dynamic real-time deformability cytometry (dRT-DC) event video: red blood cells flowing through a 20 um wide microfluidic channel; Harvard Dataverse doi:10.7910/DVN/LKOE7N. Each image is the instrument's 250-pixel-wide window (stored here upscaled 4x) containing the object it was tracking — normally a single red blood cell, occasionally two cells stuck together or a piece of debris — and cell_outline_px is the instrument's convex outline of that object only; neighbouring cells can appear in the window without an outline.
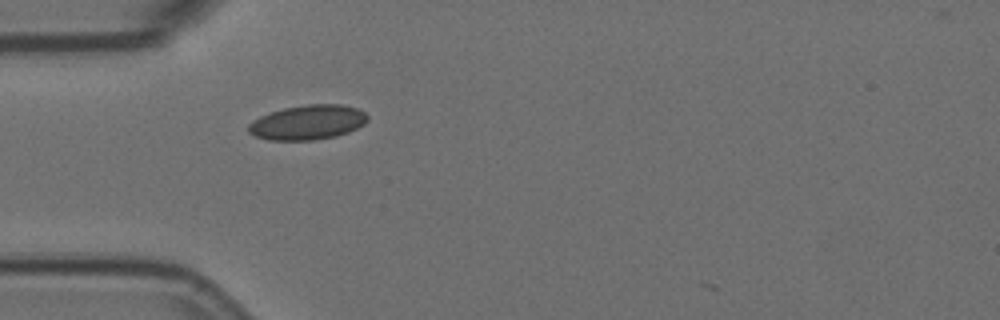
{"species": "Egyptian fruit bat (a non-hibernating species)", "species_latin": "Rousettus aegyptiacus", "temperature_condition": "room temperature", "stored_images_in_passage": 1, "camera_frame_rate_fps": 3000, "um_per_image_px": 0.085, "animal": {"sex": "female"}, "frame": {"image": 1, "passage_image": 1, "time_ms": 0.0, "image_size_px": [1000, 320], "cell_outline_px": [[368, 120], [364, 124], [348, 132], [336, 136], [312, 140], [268, 140], [256, 136], [248, 132], [248, 124], [252, 120], [260, 116], [284, 108], [308, 104], [344, 104], [360, 108], [368, 116]], "centroid_in_image_um": [26.18, 10.39], "position_along_channel_um": 58.8, "area_um2": 24.16}}